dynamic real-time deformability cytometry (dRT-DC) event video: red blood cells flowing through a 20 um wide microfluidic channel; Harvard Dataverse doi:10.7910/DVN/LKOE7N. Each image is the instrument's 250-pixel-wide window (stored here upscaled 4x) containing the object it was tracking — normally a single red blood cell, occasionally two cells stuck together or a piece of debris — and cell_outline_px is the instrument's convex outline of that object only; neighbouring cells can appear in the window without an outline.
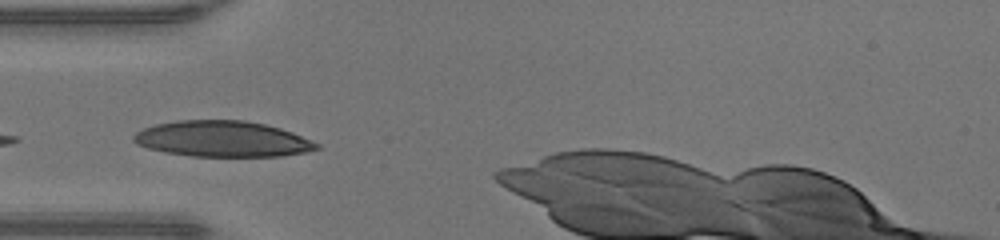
{"species": "human", "species_latin": "Homo sapiens", "temperature_condition": "warm", "stored_images_in_passage": 7, "camera_frame_rate_fps": 3000, "um_per_image_px": 0.085, "donor": {"sex": "male"}, "frame": {"image": 1, "passage_image": 1, "time_ms": 0.0, "image_size_px": [1000, 240], "cell_outline_px": [[320, 148], [308, 152], [280, 156], [192, 156], [164, 152], [148, 148], [136, 144], [132, 140], [132, 136], [136, 132], [144, 128], [156, 124], [176, 120], [244, 120], [264, 124], [280, 128], [292, 132], [320, 144]], "centroid_in_image_um": [18.9, 11.81], "position_along_channel_um": 66.1, "area_um2": 38.32}}
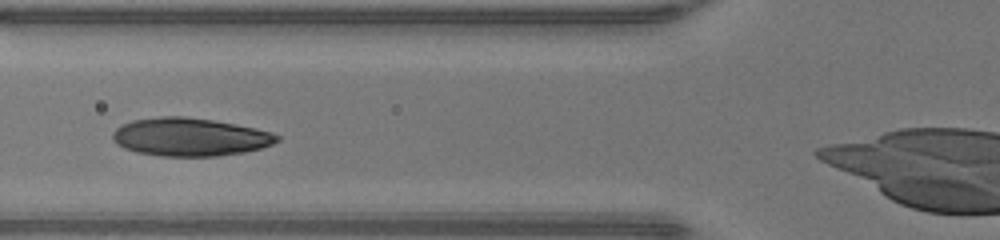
{"frame": {"image": 2, "passage_image": 4, "time_ms": 1.0, "image_size_px": [1000, 240], "cell_outline_px": [[280, 140], [272, 144], [260, 148], [244, 152], [216, 156], [160, 156], [136, 152], [124, 148], [116, 144], [112, 140], [112, 132], [116, 128], [132, 120], [160, 116], [184, 116], [212, 120], [236, 124], [256, 128], [272, 132], [280, 136]], "centroid_in_image_um": [16.13, 11.64], "position_along_channel_um": 109.7, "area_um2": 36.65}}